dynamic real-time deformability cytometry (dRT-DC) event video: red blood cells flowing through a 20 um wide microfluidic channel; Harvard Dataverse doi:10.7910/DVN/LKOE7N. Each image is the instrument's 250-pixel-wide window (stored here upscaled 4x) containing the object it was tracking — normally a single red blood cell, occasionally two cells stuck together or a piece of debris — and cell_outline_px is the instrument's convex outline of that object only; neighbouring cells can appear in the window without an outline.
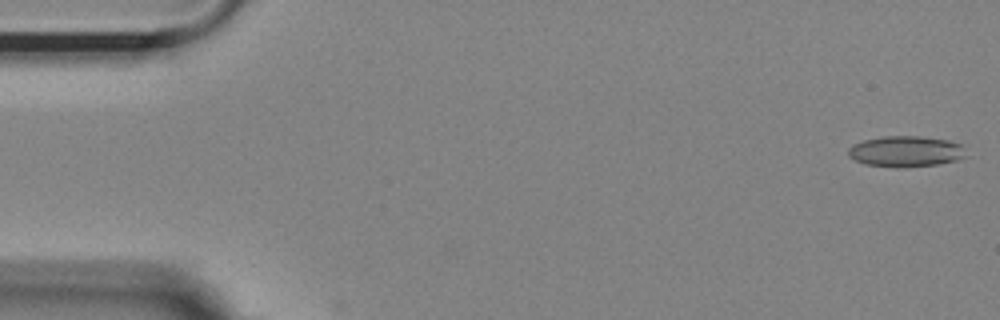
{"species": "Egyptian fruit bat (a non-hibernating species)", "species_latin": "Rousettus aegyptiacus", "temperature_condition": "room temperature", "stored_images_in_passage": 3, "camera_frame_rate_fps": 3000, "um_per_image_px": 0.085, "animal": {"sex": "female"}, "frame": {"image": 1, "passage_image": 1, "time_ms": 0.0, "image_size_px": [1000, 320], "cell_outline_px": [[968, 156], [956, 160], [936, 164], [864, 164], [848, 156], [848, 148], [852, 144], [864, 140], [884, 136], [920, 136], [948, 140], [960, 144]], "centroid_in_image_um": [77.0, 12.81], "position_along_channel_um": 8.0, "area_um2": 20.17}}